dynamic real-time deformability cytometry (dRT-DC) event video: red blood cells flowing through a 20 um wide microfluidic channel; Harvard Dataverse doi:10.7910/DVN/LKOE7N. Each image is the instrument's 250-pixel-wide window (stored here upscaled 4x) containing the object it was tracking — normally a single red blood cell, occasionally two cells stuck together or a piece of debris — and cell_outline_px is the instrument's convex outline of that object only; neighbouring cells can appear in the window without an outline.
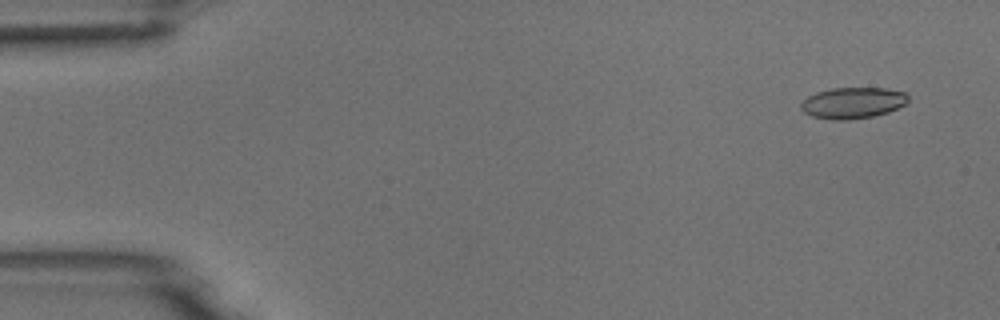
{"species": "common noctule bat (a hibernating species)", "species_latin": "Nyctalus noctula", "temperature_condition": "room temperature", "stored_images_in_passage": 7, "camera_frame_rate_fps": 3000, "um_per_image_px": 0.085, "animal": {"sex": "male", "body_mass_g": 18.8}, "frame": {"image": 1, "passage_image": 1, "time_ms": 0.0, "image_size_px": [1000, 320], "cell_outline_px": [[908, 100], [904, 104], [888, 112], [872, 116], [848, 120], [832, 120], [812, 116], [804, 112], [800, 108], [800, 104], [808, 96], [816, 92], [832, 88], [884, 88], [908, 92]], "centroid_in_image_um": [72.48, 8.74], "position_along_channel_um": 12.5, "area_um2": 19.48}}
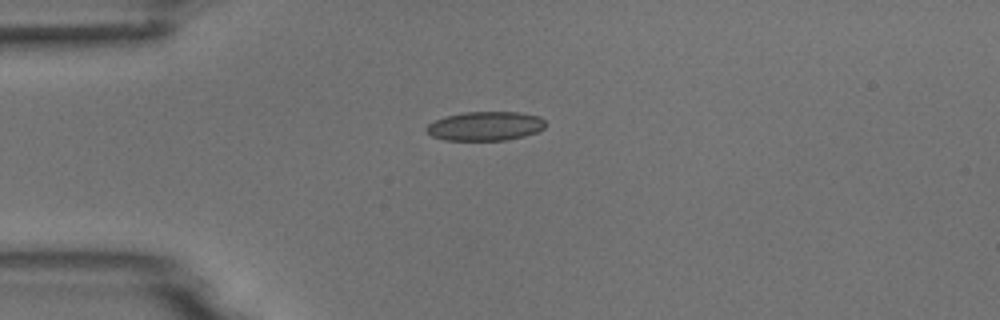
{"frame": {"image": 2, "passage_image": 3, "time_ms": 3.333, "image_size_px": [1000, 320], "cell_outline_px": [[544, 128], [536, 132], [524, 136], [504, 140], [444, 140], [432, 136], [424, 128], [428, 124], [444, 116], [464, 112], [516, 112], [540, 116], [544, 120]], "centroid_in_image_um": [41.23, 10.71], "position_along_channel_um": 43.8, "area_um2": 20.11}}